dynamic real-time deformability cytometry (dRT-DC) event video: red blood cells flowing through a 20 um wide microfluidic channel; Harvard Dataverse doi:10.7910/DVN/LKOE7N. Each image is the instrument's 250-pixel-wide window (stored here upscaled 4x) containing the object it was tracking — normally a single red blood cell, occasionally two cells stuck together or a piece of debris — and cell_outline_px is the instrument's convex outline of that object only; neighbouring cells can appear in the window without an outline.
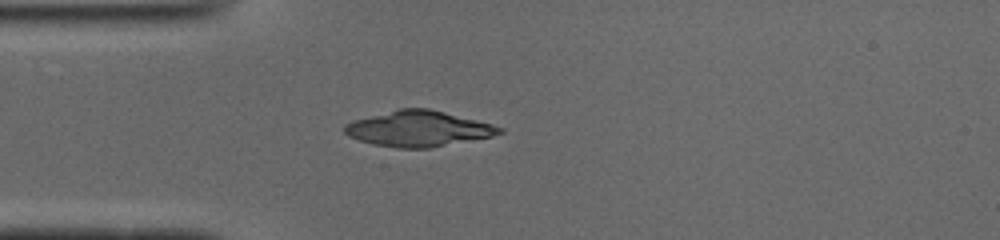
{"species": "common noctule bat (a hibernating species)", "species_latin": "Nyctalus noctula", "temperature_condition": "cold", "stored_images_in_passage": 38, "camera_frame_rate_fps": 3000, "um_per_image_px": 0.085, "animal": {"sex": "male", "body_mass_g": 19.0, "forearm_length_mm": 50.8}, "frame": {"image": 1, "passage_image": 1, "time_ms": 0.0, "image_size_px": [1000, 240], "cell_outline_px": [[504, 132], [492, 136], [428, 148], [396, 148], [372, 144], [348, 136], [344, 132], [344, 124], [352, 120], [400, 108], [428, 108], [492, 124], [504, 128]], "centroid_in_image_um": [35.53, 10.94], "position_along_channel_um": 49.5, "area_um2": 31.96}}
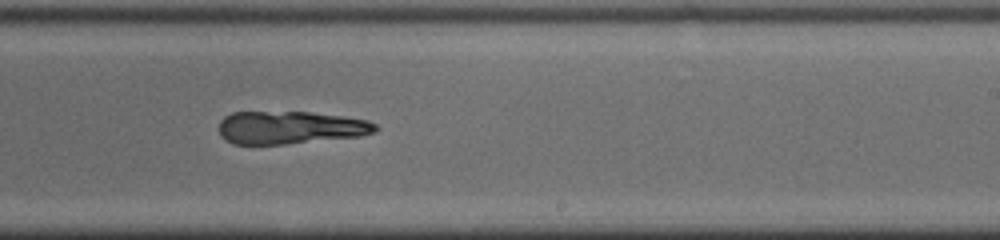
{"frame": {"image": 2, "passage_image": 18, "time_ms": 5.667, "image_size_px": [1000, 240], "cell_outline_px": [[380, 128], [376, 132], [360, 136], [284, 144], [232, 144], [224, 140], [220, 136], [220, 120], [224, 116], [232, 112], [308, 112], [344, 116], [368, 120], [376, 124]], "centroid_in_image_um": [24.67, 10.84], "position_along_channel_um": 264.3, "area_um2": 30.11}}
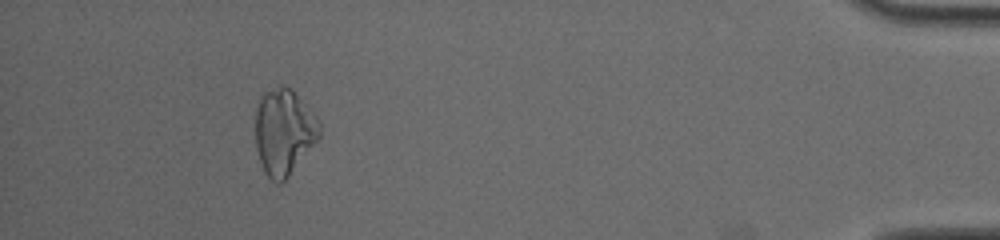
{"frame": {"image": 3, "passage_image": 34, "time_ms": 11.0, "image_size_px": [1000, 240], "cell_outline_px": [[320, 136], [288, 176], [280, 184], [276, 184], [264, 172], [256, 148], [256, 108], [260, 96], [264, 92], [280, 84], [292, 88], [316, 116], [320, 124]], "centroid_in_image_um": [24.12, 11.17], "position_along_channel_um": 411.1, "area_um2": 32.02}}